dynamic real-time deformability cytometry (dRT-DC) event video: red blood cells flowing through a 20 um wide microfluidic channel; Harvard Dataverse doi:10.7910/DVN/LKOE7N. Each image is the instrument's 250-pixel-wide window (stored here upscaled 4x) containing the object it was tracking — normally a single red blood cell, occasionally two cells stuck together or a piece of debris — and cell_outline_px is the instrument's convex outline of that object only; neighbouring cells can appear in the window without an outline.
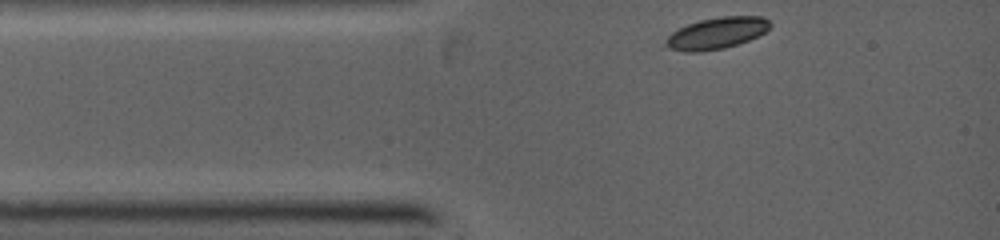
{"species": "common noctule bat (a hibernating species)", "species_latin": "Nyctalus noctula", "temperature_condition": "warm", "stored_images_in_passage": 33, "camera_frame_rate_fps": 5000, "um_per_image_px": 0.085, "animal": {"sex": "female", "body_mass_g": 19.0, "forearm_length_mm": 53.3}, "frame": {"image": 1, "passage_image": 1, "time_ms": 0.0, "image_size_px": [1000, 240], "cell_outline_px": [[772, 24], [764, 32], [748, 40], [724, 48], [700, 52], [684, 52], [660, 48], [668, 36], [672, 32], [688, 24], [700, 20], [720, 16], [764, 16]], "centroid_in_image_um": [60.84, 2.83], "position_along_channel_um": 24.2, "area_um2": 19.36}}
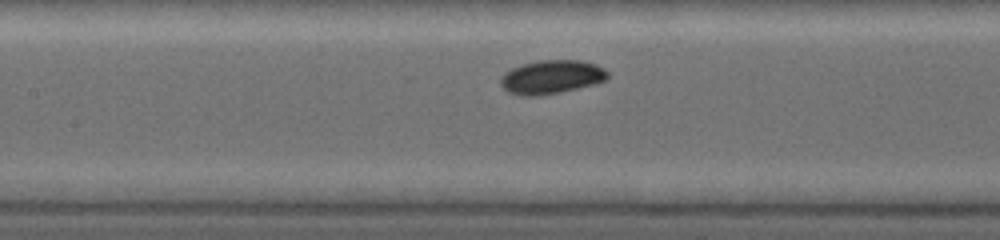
{"frame": {"image": 2, "passage_image": 19, "time_ms": 3.4, "image_size_px": [1000, 240], "cell_outline_px": [[608, 76], [604, 80], [592, 84], [560, 92], [536, 96], [524, 96], [508, 92], [500, 84], [500, 80], [504, 72], [520, 64], [540, 60], [580, 60], [596, 64], [604, 68], [608, 72]], "centroid_in_image_um": [46.84, 6.53], "position_along_channel_um": 160.6, "area_um2": 20.92}}
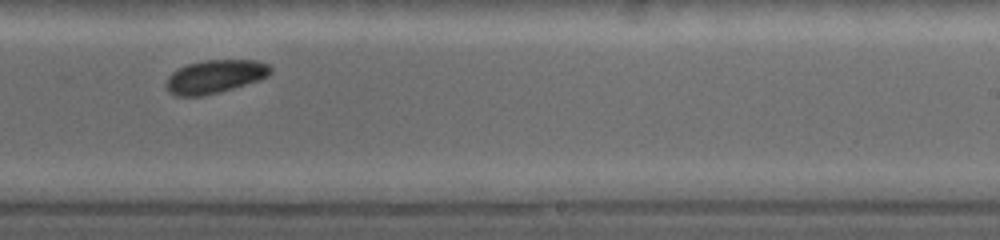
{"frame": {"image": 3, "passage_image": 33, "time_ms": 5.8, "image_size_px": [1000, 240], "cell_outline_px": [[272, 72], [268, 76], [260, 80], [220, 92], [200, 96], [176, 96], [168, 92], [164, 88], [164, 84], [168, 76], [172, 72], [188, 64], [204, 60], [256, 60], [268, 64], [272, 68]], "centroid_in_image_um": [18.26, 6.51], "position_along_channel_um": 270.7, "area_um2": 20.46}}